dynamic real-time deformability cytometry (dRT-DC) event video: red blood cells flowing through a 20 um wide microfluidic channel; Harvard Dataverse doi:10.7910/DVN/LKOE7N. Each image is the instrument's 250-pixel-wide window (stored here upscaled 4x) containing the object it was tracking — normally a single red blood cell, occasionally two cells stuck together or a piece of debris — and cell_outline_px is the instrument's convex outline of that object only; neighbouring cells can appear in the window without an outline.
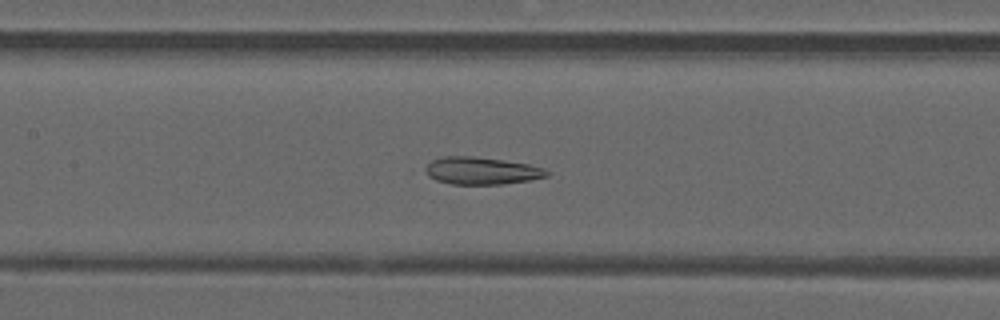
{"species": "common noctule bat (a hibernating species)", "species_latin": "Nyctalus noctula", "temperature_condition": "warm", "stored_images_in_passage": 34, "camera_frame_rate_fps": 3000, "um_per_image_px": 0.085, "animal": {"sex": "male", "forearm_length_mm": 52.5}, "frame": {"image": 1, "passage_image": 8, "time_ms": 2.333, "image_size_px": [1000, 320], "cell_outline_px": [[552, 172], [548, 176], [532, 180], [504, 184], [452, 184], [436, 180], [420, 172], [420, 168], [432, 160], [444, 156], [472, 156], [504, 160], [528, 164], [544, 168]], "centroid_in_image_um": [40.88, 14.51], "position_along_channel_um": 166.5, "area_um2": 19.83}}
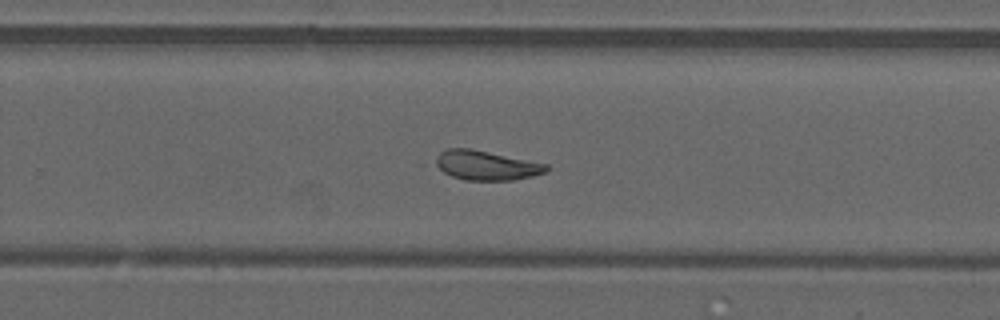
{"frame": {"image": 2, "passage_image": 17, "time_ms": 5.333, "image_size_px": [1000, 320], "cell_outline_px": [[552, 168], [544, 172], [532, 176], [512, 180], [464, 180], [452, 176], [444, 172], [432, 164], [432, 160], [440, 152], [448, 148], [472, 148], [548, 164]], "centroid_in_image_um": [41.29, 14.04], "position_along_channel_um": 288.5, "area_um2": 19.31}}
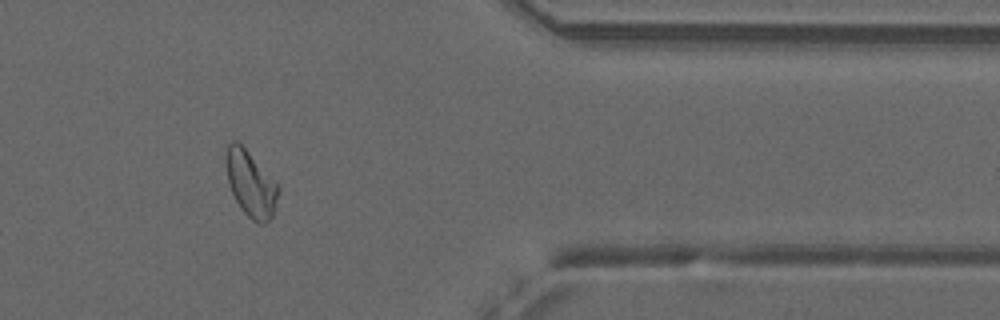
{"frame": {"image": 3, "passage_image": 26, "time_ms": 8.333, "image_size_px": [1000, 320], "cell_outline_px": [[280, 188], [272, 216], [264, 224], [256, 224], [240, 208], [228, 184], [228, 144], [232, 140], [236, 140], [244, 148]], "centroid_in_image_um": [21.33, 15.7], "position_along_channel_um": 390.1, "area_um2": 19.13}}